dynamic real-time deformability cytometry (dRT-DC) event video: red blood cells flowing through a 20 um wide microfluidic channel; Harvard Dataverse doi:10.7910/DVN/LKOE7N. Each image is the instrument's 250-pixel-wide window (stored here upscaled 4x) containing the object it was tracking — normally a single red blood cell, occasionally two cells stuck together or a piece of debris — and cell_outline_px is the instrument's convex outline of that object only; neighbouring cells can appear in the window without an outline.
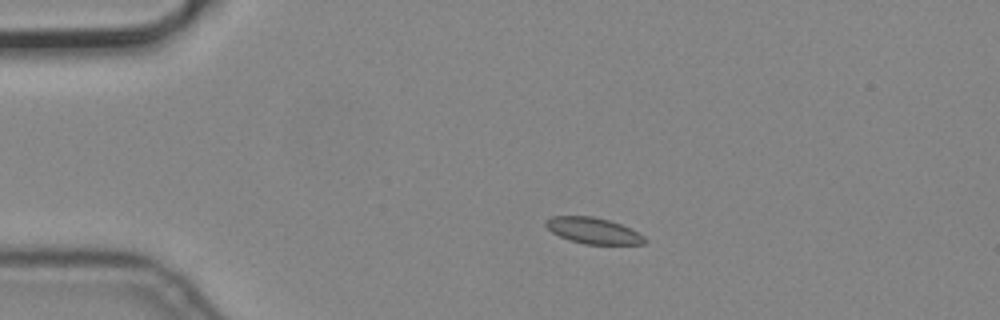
{"species": "common noctule bat (a hibernating species)", "species_latin": "Nyctalus noctula", "temperature_condition": "cold", "stored_images_in_passage": 6, "camera_frame_rate_fps": 3000, "um_per_image_px": 0.085, "animal": {"sex": "male", "body_mass_g": 19.2, "forearm_length_mm": 51.8}, "frame": {"image": 1, "passage_image": 2, "time_ms": 0.333, "image_size_px": [1000, 320], "cell_outline_px": [[648, 240], [644, 244], [584, 244], [568, 240], [552, 232], [544, 224], [544, 220], [552, 216], [592, 216], [608, 220], [620, 224], [644, 236]], "centroid_in_image_um": [50.39, 19.61], "position_along_channel_um": 34.6, "area_um2": 14.97}}
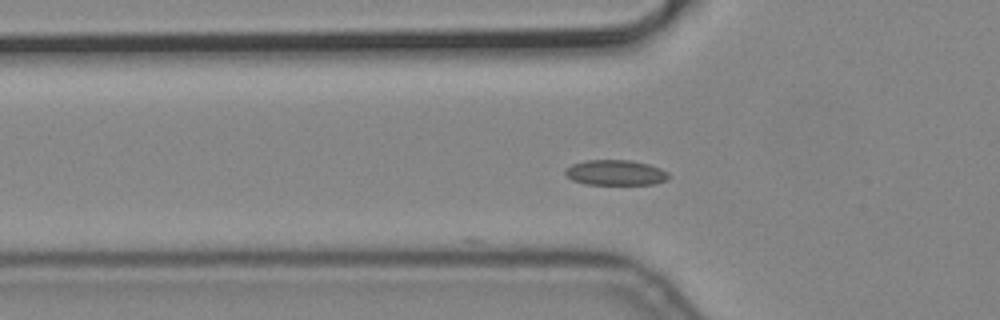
{"frame": {"image": 2, "passage_image": 4, "time_ms": 1.0, "image_size_px": [1000, 320], "cell_outline_px": [[668, 180], [652, 184], [584, 184], [572, 180], [564, 172], [564, 168], [572, 164], [584, 160], [632, 160], [648, 164], [660, 168], [668, 172]], "centroid_in_image_um": [52.29, 14.67], "position_along_channel_um": 73.5, "area_um2": 15.32}}
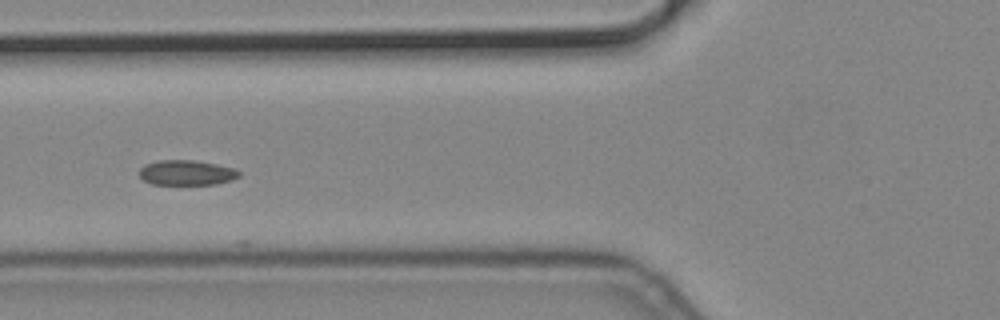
{"frame": {"image": 3, "passage_image": 5, "time_ms": 1.333, "image_size_px": [1000, 320], "cell_outline_px": [[240, 176], [232, 180], [216, 184], [152, 184], [144, 180], [140, 176], [140, 168], [144, 164], [156, 160], [192, 160], [216, 164], [236, 168], [240, 172]], "centroid_in_image_um": [15.87, 14.67], "position_along_channel_um": 109.9, "area_um2": 14.62}}